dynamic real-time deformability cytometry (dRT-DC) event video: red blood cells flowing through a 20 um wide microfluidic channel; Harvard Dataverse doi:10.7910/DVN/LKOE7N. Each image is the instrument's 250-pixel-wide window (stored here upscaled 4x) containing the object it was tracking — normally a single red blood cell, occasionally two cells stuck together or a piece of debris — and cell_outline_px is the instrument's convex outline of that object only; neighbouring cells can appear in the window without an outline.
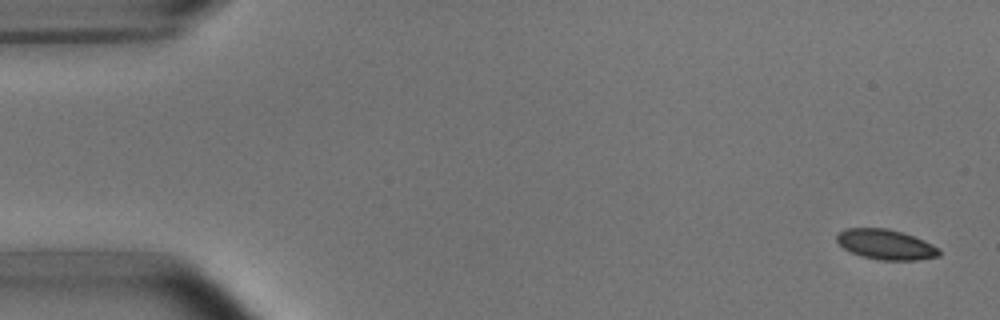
{"species": "common noctule bat (a hibernating species)", "species_latin": "Nyctalus noctula", "temperature_condition": "room temperature", "stored_images_in_passage": 4, "camera_frame_rate_fps": 3000, "um_per_image_px": 0.085, "animal": {"sex": "male", "body_mass_g": 15.6}, "frame": {"image": 1, "passage_image": 1, "time_ms": 0.0, "image_size_px": [1000, 320], "cell_outline_px": [[940, 256], [916, 260], [880, 260], [860, 256], [844, 248], [836, 240], [836, 236], [844, 228], [888, 228], [904, 232], [924, 240], [940, 248]], "centroid_in_image_um": [75.31, 20.77], "position_along_channel_um": 9.7, "area_um2": 18.09}}
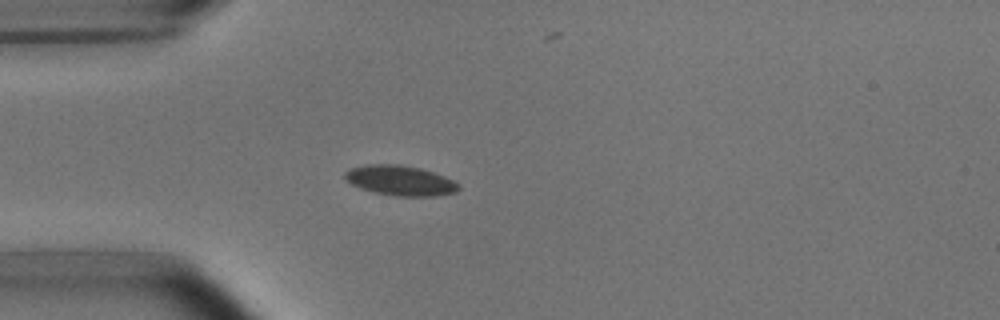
{"frame": {"image": 2, "passage_image": 4, "time_ms": 4.333, "image_size_px": [1000, 320], "cell_outline_px": [[460, 188], [456, 192], [436, 196], [396, 196], [372, 192], [360, 188], [352, 184], [344, 176], [344, 172], [352, 168], [368, 164], [400, 164], [420, 168], [444, 176], [460, 184]], "centroid_in_image_um": [34.03, 15.35], "position_along_channel_um": 51.0, "area_um2": 19.88}}